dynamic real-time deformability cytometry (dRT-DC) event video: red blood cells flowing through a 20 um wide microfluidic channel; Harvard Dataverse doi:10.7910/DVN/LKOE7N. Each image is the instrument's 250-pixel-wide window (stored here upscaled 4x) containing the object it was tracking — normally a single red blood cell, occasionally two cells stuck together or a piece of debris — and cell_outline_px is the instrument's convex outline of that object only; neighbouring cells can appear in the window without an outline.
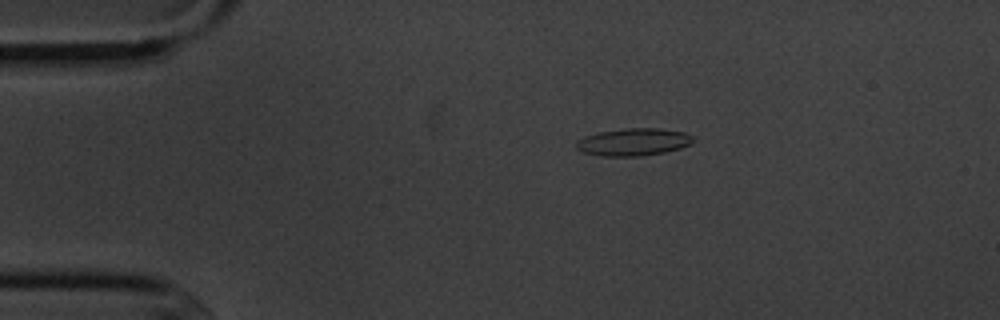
{"species": "common noctule bat (a hibernating species)", "species_latin": "Nyctalus noctula", "temperature_condition": "cold", "stored_images_in_passage": 5, "camera_frame_rate_fps": 3000, "um_per_image_px": 0.085, "animal": {"sex": "male", "body_mass_g": 20.1, "forearm_length_mm": 53.5}, "frame": {"image": 1, "passage_image": 5, "time_ms": 5.667, "image_size_px": [1000, 320], "cell_outline_px": [[692, 140], [688, 144], [680, 148], [664, 152], [640, 156], [604, 156], [584, 152], [576, 148], [576, 140], [584, 136], [600, 132], [624, 128], [660, 128], [684, 132], [692, 136]], "centroid_in_image_um": [53.81, 12.06], "position_along_channel_um": 31.2, "area_um2": 18.5}}